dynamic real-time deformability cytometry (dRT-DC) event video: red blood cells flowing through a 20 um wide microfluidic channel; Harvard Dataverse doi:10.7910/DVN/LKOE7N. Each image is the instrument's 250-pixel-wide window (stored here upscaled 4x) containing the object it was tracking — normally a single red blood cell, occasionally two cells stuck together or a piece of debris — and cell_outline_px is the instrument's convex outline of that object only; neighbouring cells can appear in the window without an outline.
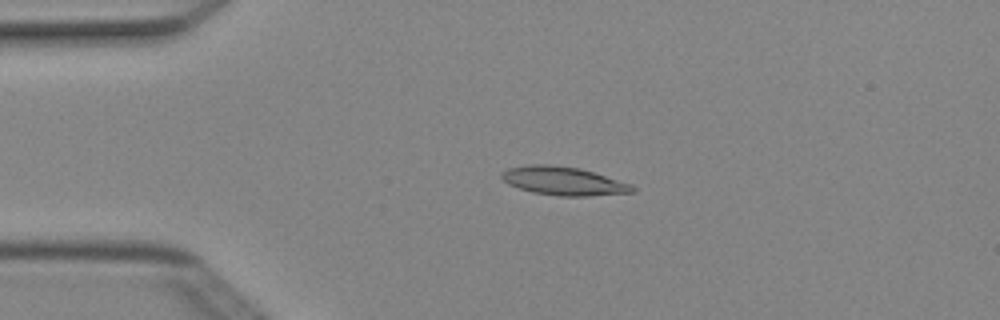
{"species": "Egyptian fruit bat (a non-hibernating species)", "species_latin": "Rousettus aegyptiacus", "temperature_condition": "cold", "stored_images_in_passage": 2, "camera_frame_rate_fps": 3000, "um_per_image_px": 0.085, "animal": {"sex": "female"}, "frame": {"image": 1, "passage_image": 1, "time_ms": 0.0, "image_size_px": [1000, 320], "cell_outline_px": [[636, 192], [588, 196], [560, 196], [532, 192], [508, 184], [500, 176], [500, 172], [508, 168], [528, 164], [552, 164], [580, 168], [632, 184], [636, 188]], "centroid_in_image_um": [47.89, 15.38], "position_along_channel_um": 37.1, "area_um2": 21.85}}